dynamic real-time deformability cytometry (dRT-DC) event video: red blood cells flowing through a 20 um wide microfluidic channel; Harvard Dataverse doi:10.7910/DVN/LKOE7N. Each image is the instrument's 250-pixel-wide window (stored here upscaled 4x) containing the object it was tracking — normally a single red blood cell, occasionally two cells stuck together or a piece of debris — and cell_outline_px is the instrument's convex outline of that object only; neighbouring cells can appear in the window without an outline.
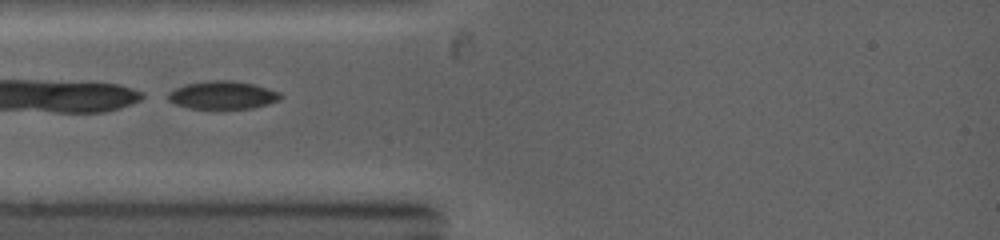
{"species": "common noctule bat (a hibernating species)", "species_latin": "Nyctalus noctula", "temperature_condition": "warm", "stored_images_in_passage": 36, "camera_frame_rate_fps": 5000, "um_per_image_px": 0.085, "animal": {"sex": "female", "body_mass_g": 19.0, "forearm_length_mm": 53.3}, "frame": {"image": 1, "passage_image": 2, "time_ms": 0.4, "image_size_px": [1000, 240], "cell_outline_px": [[284, 96], [280, 100], [268, 104], [252, 108], [188, 108], [176, 104], [168, 100], [168, 92], [184, 84], [208, 80], [232, 80], [252, 84], [268, 88], [280, 92]], "centroid_in_image_um": [18.94, 8.07], "position_along_channel_um": 66.1, "area_um2": 18.38}}
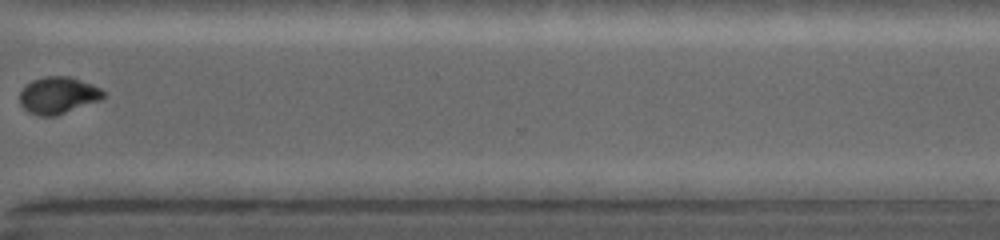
{"frame": {"image": 2, "passage_image": 24, "time_ms": 7.0, "image_size_px": [1000, 240], "cell_outline_px": [[108, 92], [100, 100], [56, 116], [40, 116], [28, 112], [20, 104], [20, 92], [32, 80], [44, 76], [72, 76], [92, 84]], "centroid_in_image_um": [4.96, 8.09], "position_along_channel_um": 365.6, "area_um2": 18.09}}